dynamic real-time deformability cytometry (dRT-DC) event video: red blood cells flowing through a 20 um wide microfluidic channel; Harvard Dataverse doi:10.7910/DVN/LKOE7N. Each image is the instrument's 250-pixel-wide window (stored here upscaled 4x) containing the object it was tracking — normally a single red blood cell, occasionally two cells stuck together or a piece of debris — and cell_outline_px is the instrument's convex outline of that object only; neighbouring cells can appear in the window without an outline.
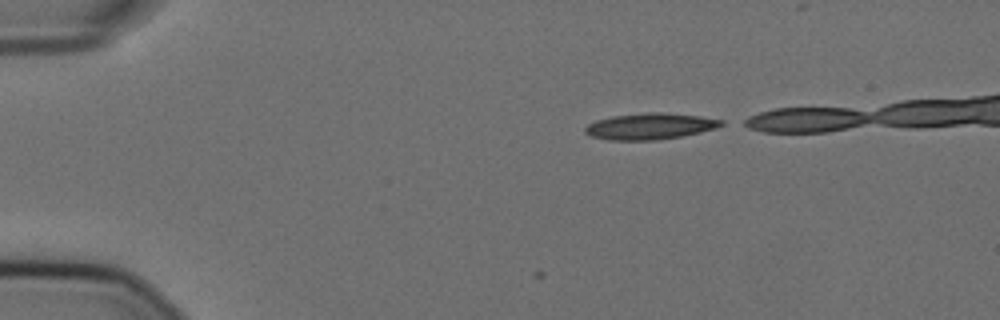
{"species": "Egyptian fruit bat (a non-hibernating species)", "species_latin": "Rousettus aegyptiacus", "temperature_condition": "cold", "stored_images_in_passage": 3, "camera_frame_rate_fps": 3000, "um_per_image_px": 0.085, "animal": {"sex": "female"}, "frame": {"image": 1, "passage_image": 3, "time_ms": 0.667, "image_size_px": [1000, 320], "cell_outline_px": [[724, 124], [716, 128], [700, 132], [680, 136], [656, 140], [608, 140], [592, 136], [584, 132], [584, 128], [588, 124], [596, 120], [612, 116], [648, 112], [664, 112], [700, 116], [724, 120]], "centroid_in_image_um": [55.25, 10.72], "position_along_channel_um": 29.8, "area_um2": 20.81}}